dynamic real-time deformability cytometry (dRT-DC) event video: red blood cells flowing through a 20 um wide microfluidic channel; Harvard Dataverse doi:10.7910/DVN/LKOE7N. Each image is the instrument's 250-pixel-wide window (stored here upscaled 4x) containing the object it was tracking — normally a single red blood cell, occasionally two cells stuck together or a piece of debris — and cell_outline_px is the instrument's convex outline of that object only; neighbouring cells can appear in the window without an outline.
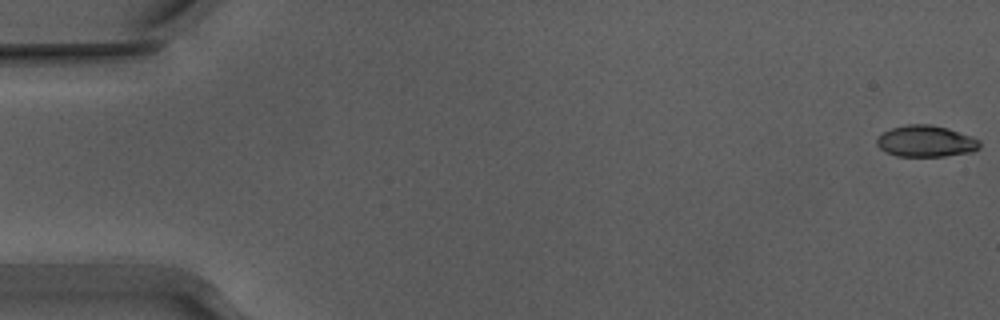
{"species": "Egyptian fruit bat (a non-hibernating species)", "species_latin": "Rousettus aegyptiacus", "temperature_condition": "warm", "stored_images_in_passage": 54, "camera_frame_rate_fps": 3000, "um_per_image_px": 0.085, "animal": {"sex": "male"}, "frame": {"image": 1, "passage_image": 1, "time_ms": 0.0, "image_size_px": [1000, 320], "cell_outline_px": [[980, 148], [972, 152], [944, 156], [896, 156], [884, 152], [876, 144], [876, 140], [884, 132], [892, 128], [908, 124], [928, 124], [948, 128], [972, 136], [980, 140]], "centroid_in_image_um": [78.72, 12.01], "position_along_channel_um": 6.3, "area_um2": 18.9}}
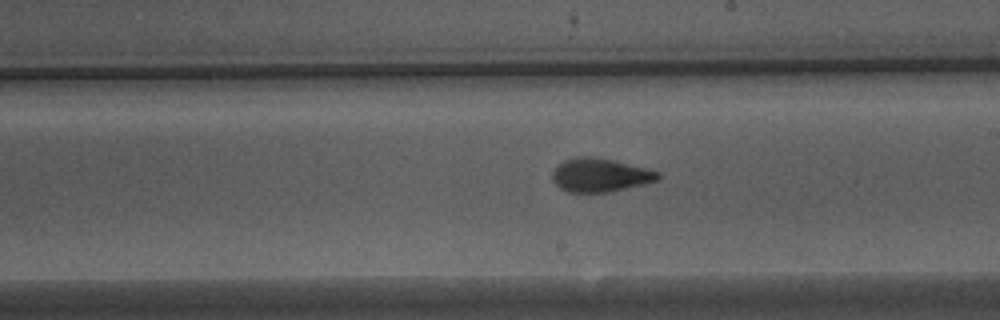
{"frame": {"image": 2, "passage_image": 31, "time_ms": 10.0, "image_size_px": [1000, 320], "cell_outline_px": [[660, 180], [644, 184], [608, 192], [568, 192], [560, 188], [552, 180], [552, 172], [564, 160], [576, 156], [588, 156], [612, 160], [660, 172]], "centroid_in_image_um": [51.0, 14.89], "position_along_channel_um": 238.0, "area_um2": 20.46}}
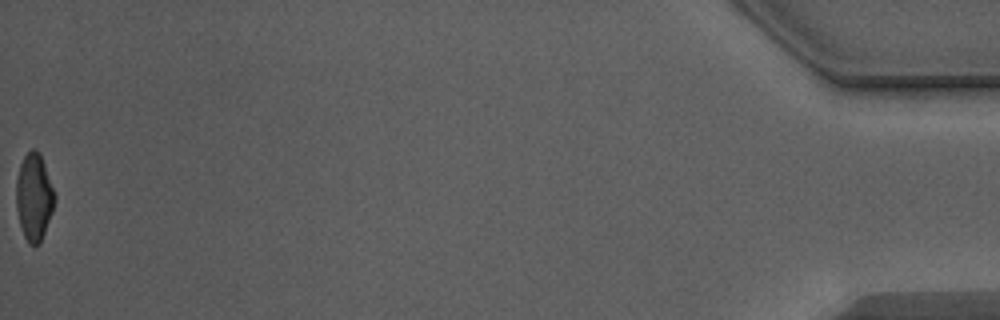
{"frame": {"image": 3, "passage_image": 54, "time_ms": 17.667, "image_size_px": [1000, 320], "cell_outline_px": [[56, 200], [52, 212], [40, 244], [28, 244], [24, 236], [20, 224], [16, 208], [16, 180], [20, 164], [24, 156], [32, 148], [36, 148], [40, 152], [56, 196]], "centroid_in_image_um": [2.89, 16.73], "position_along_channel_um": 432.3, "area_um2": 19.59}, "authors_computed_cell_mechanics": {"area_um2": 19.941, "velocity_mm_per_s": 3.9176, "shape_relaxation_time_tau1_ms": 4.2952, "shape_relaxation_time_tau2_ms": 1.1502, "deformation_change_tau1": 0.1813, "deformation_change_tau2": 0.0658}}